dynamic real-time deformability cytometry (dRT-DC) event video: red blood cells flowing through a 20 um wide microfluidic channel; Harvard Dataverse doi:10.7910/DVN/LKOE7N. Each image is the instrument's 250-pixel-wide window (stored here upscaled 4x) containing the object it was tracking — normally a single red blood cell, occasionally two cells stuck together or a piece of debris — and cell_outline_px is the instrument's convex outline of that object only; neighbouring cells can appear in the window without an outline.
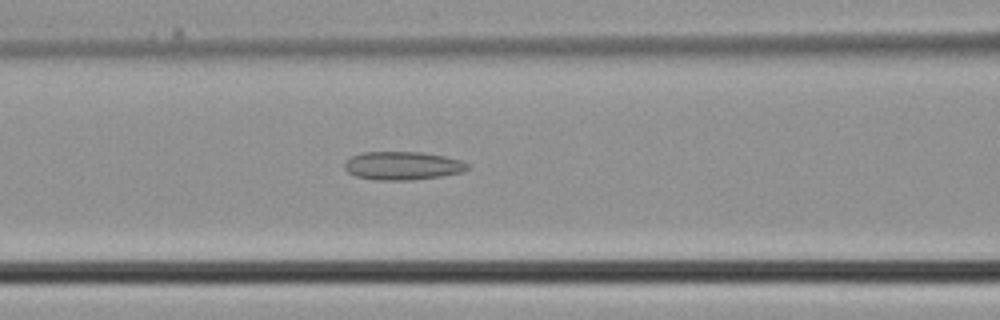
{"species": "common noctule bat (a hibernating species)", "species_latin": "Nyctalus noctula", "temperature_condition": "cold", "stored_images_in_passage": 38, "camera_frame_rate_fps": 3000, "um_per_image_px": 0.085, "animal": {"sex": "male", "body_mass_g": 21.5, "forearm_length_mm": 52.0}, "frame": {"image": 1, "passage_image": 16, "time_ms": 5.0, "image_size_px": [1000, 320], "cell_outline_px": [[468, 168], [464, 172], [440, 176], [412, 180], [380, 180], [356, 176], [348, 172], [344, 168], [344, 164], [352, 156], [364, 152], [420, 152], [444, 156], [460, 160], [468, 164]], "centroid_in_image_um": [34.23, 14.08], "position_along_channel_um": 132.4, "area_um2": 20.11}}
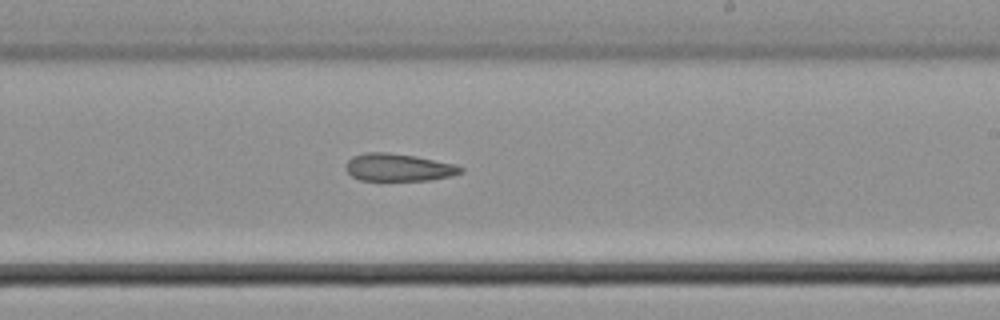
{"frame": {"image": 2, "passage_image": 23, "time_ms": 7.333, "image_size_px": [1000, 320], "cell_outline_px": [[464, 172], [452, 176], [432, 180], [360, 180], [352, 176], [344, 168], [348, 160], [352, 156], [364, 152], [388, 152], [416, 156], [456, 164], [464, 168]], "centroid_in_image_um": [33.89, 14.22], "position_along_channel_um": 255.1, "area_um2": 18.67}}
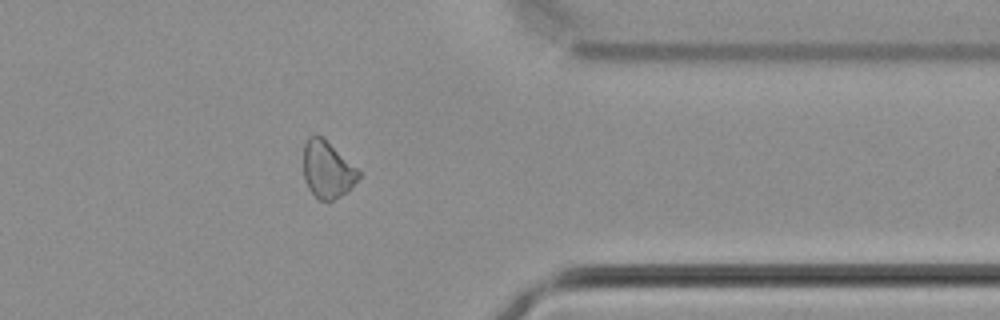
{"frame": {"image": 3, "passage_image": 31, "time_ms": 10.0, "image_size_px": [1000, 320], "cell_outline_px": [[360, 176], [348, 192], [328, 204], [320, 200], [308, 188], [304, 180], [304, 144], [308, 136], [324, 136], [360, 172]], "centroid_in_image_um": [27.82, 14.44], "position_along_channel_um": 383.6, "area_um2": 18.55}}